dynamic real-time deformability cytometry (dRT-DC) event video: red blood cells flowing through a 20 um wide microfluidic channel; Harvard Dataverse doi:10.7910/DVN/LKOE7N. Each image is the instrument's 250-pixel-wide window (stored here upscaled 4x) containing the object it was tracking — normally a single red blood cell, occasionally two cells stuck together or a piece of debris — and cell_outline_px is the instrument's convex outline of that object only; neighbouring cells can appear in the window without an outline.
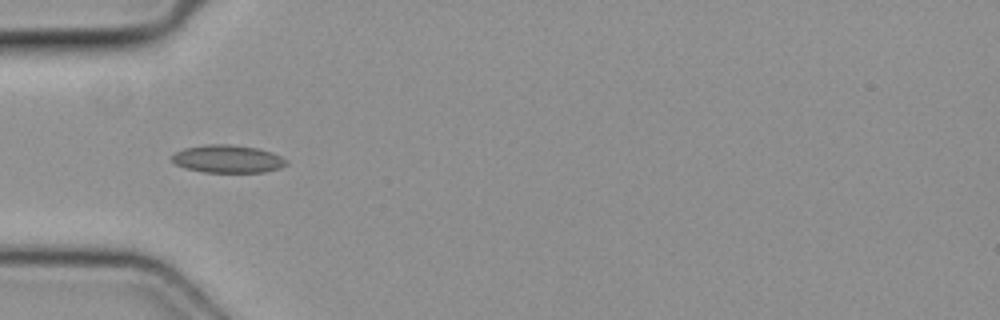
{"species": "common noctule bat (a hibernating species)", "species_latin": "Nyctalus noctula", "temperature_condition": "cold", "stored_images_in_passage": 4, "camera_frame_rate_fps": 3000, "um_per_image_px": 0.085, "animal": {"sex": "female", "body_mass_g": 19.3, "forearm_length_mm": 54.1}, "frame": {"image": 1, "passage_image": 3, "time_ms": 0.667, "image_size_px": [1000, 320], "cell_outline_px": [[288, 164], [280, 168], [264, 172], [204, 172], [184, 168], [176, 164], [172, 160], [172, 156], [176, 152], [184, 148], [204, 144], [228, 144], [256, 148], [272, 152], [288, 160]], "centroid_in_image_um": [19.36, 13.51], "position_along_channel_um": 65.6, "area_um2": 18.55}}
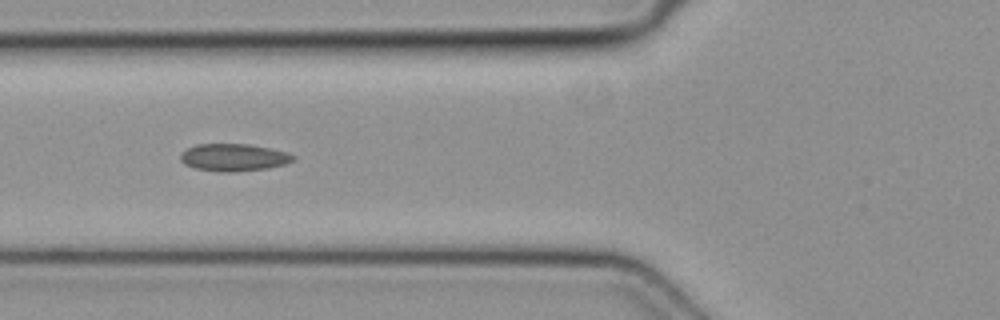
{"frame": {"image": 2, "passage_image": 4, "time_ms": 1.0, "image_size_px": [1000, 320], "cell_outline_px": [[296, 156], [292, 160], [284, 164], [268, 168], [236, 172], [216, 172], [196, 168], [184, 164], [180, 160], [180, 156], [188, 148], [196, 144], [248, 144], [288, 152]], "centroid_in_image_um": [19.86, 13.39], "position_along_channel_um": 105.9, "area_um2": 17.92}}